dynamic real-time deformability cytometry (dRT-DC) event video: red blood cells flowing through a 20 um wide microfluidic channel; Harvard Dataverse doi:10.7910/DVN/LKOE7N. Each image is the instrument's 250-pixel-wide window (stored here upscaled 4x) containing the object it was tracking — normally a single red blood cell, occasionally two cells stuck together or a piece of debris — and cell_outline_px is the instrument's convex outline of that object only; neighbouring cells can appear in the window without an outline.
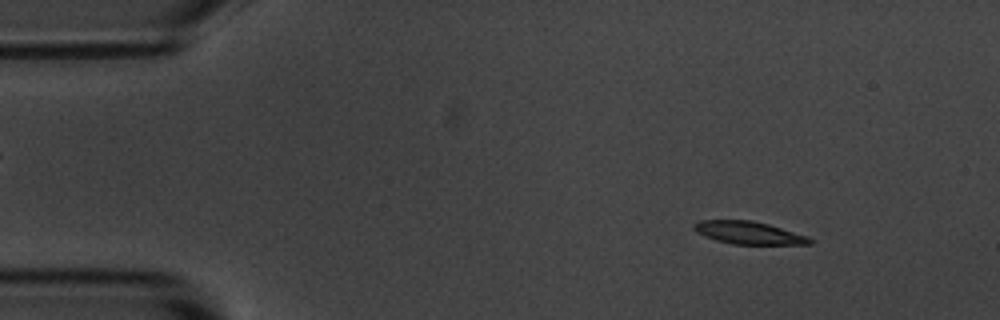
{"species": "common noctule bat (a hibernating species)", "species_latin": "Nyctalus noctula", "temperature_condition": "room temperature", "stored_images_in_passage": 6, "camera_frame_rate_fps": 3000, "um_per_image_px": 0.085, "animal": {"sex": "male", "body_mass_g": 20.1, "forearm_length_mm": 53.5}, "frame": {"image": 1, "passage_image": 1, "time_ms": 0.0, "image_size_px": [1000, 320], "cell_outline_px": [[812, 244], [732, 244], [716, 240], [704, 236], [696, 232], [692, 228], [692, 224], [700, 220], [752, 220], [768, 224], [808, 236], [812, 240]], "centroid_in_image_um": [63.59, 19.78], "position_along_channel_um": 21.4, "area_um2": 15.32}}
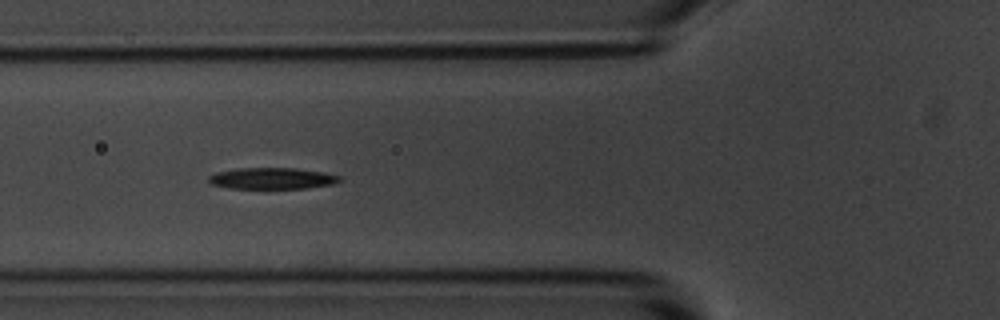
{"frame": {"image": 2, "passage_image": 5, "time_ms": 4.333, "image_size_px": [1000, 320], "cell_outline_px": [[344, 180], [332, 184], [304, 188], [228, 188], [212, 184], [208, 180], [208, 176], [216, 172], [236, 168], [296, 168], [324, 172], [340, 176]], "centroid_in_image_um": [23.13, 15.15], "position_along_channel_um": 102.7, "area_um2": 16.3}}
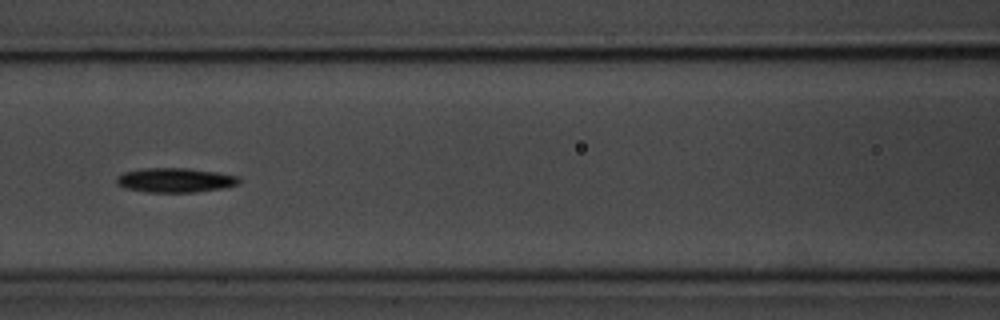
{"frame": {"image": 3, "passage_image": 6, "time_ms": 5.667, "image_size_px": [1000, 320], "cell_outline_px": [[240, 184], [224, 188], [196, 192], [144, 192], [124, 188], [116, 184], [116, 176], [124, 172], [148, 168], [188, 168], [216, 172], [240, 176]], "centroid_in_image_um": [14.9, 15.32], "position_along_channel_um": 151.7, "area_um2": 17.63}}